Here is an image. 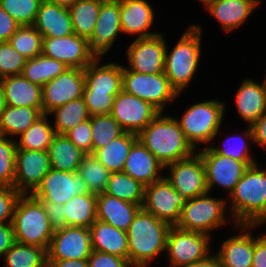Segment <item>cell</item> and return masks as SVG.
<instances>
[{"instance_id": "cell-11", "label": "cell", "mask_w": 266, "mask_h": 267, "mask_svg": "<svg viewBox=\"0 0 266 267\" xmlns=\"http://www.w3.org/2000/svg\"><path fill=\"white\" fill-rule=\"evenodd\" d=\"M165 168L171 173L165 178L185 201L208 192L205 167L198 153L171 163Z\"/></svg>"}, {"instance_id": "cell-6", "label": "cell", "mask_w": 266, "mask_h": 267, "mask_svg": "<svg viewBox=\"0 0 266 267\" xmlns=\"http://www.w3.org/2000/svg\"><path fill=\"white\" fill-rule=\"evenodd\" d=\"M225 105L218 100L194 104L177 121L187 141L195 149L198 143H209L218 135Z\"/></svg>"}, {"instance_id": "cell-25", "label": "cell", "mask_w": 266, "mask_h": 267, "mask_svg": "<svg viewBox=\"0 0 266 267\" xmlns=\"http://www.w3.org/2000/svg\"><path fill=\"white\" fill-rule=\"evenodd\" d=\"M235 227L242 228L245 232L222 243L220 251L217 252L221 267H252L254 237L246 230L252 228L253 225H236Z\"/></svg>"}, {"instance_id": "cell-10", "label": "cell", "mask_w": 266, "mask_h": 267, "mask_svg": "<svg viewBox=\"0 0 266 267\" xmlns=\"http://www.w3.org/2000/svg\"><path fill=\"white\" fill-rule=\"evenodd\" d=\"M185 202L164 176L145 186L141 207L170 226H176Z\"/></svg>"}, {"instance_id": "cell-48", "label": "cell", "mask_w": 266, "mask_h": 267, "mask_svg": "<svg viewBox=\"0 0 266 267\" xmlns=\"http://www.w3.org/2000/svg\"><path fill=\"white\" fill-rule=\"evenodd\" d=\"M119 93H101L94 91H84L83 98L90 116L100 114H110L114 98Z\"/></svg>"}, {"instance_id": "cell-5", "label": "cell", "mask_w": 266, "mask_h": 267, "mask_svg": "<svg viewBox=\"0 0 266 267\" xmlns=\"http://www.w3.org/2000/svg\"><path fill=\"white\" fill-rule=\"evenodd\" d=\"M201 27L192 25L171 53L166 49L164 73L178 94L191 82L199 63Z\"/></svg>"}, {"instance_id": "cell-9", "label": "cell", "mask_w": 266, "mask_h": 267, "mask_svg": "<svg viewBox=\"0 0 266 267\" xmlns=\"http://www.w3.org/2000/svg\"><path fill=\"white\" fill-rule=\"evenodd\" d=\"M211 237L197 231H186L171 226L166 240L171 267H182L202 260L209 255Z\"/></svg>"}, {"instance_id": "cell-44", "label": "cell", "mask_w": 266, "mask_h": 267, "mask_svg": "<svg viewBox=\"0 0 266 267\" xmlns=\"http://www.w3.org/2000/svg\"><path fill=\"white\" fill-rule=\"evenodd\" d=\"M43 0H0V6L20 26L33 25Z\"/></svg>"}, {"instance_id": "cell-56", "label": "cell", "mask_w": 266, "mask_h": 267, "mask_svg": "<svg viewBox=\"0 0 266 267\" xmlns=\"http://www.w3.org/2000/svg\"><path fill=\"white\" fill-rule=\"evenodd\" d=\"M252 267H266V235L254 237Z\"/></svg>"}, {"instance_id": "cell-46", "label": "cell", "mask_w": 266, "mask_h": 267, "mask_svg": "<svg viewBox=\"0 0 266 267\" xmlns=\"http://www.w3.org/2000/svg\"><path fill=\"white\" fill-rule=\"evenodd\" d=\"M26 59L7 42H0V79L19 75Z\"/></svg>"}, {"instance_id": "cell-52", "label": "cell", "mask_w": 266, "mask_h": 267, "mask_svg": "<svg viewBox=\"0 0 266 267\" xmlns=\"http://www.w3.org/2000/svg\"><path fill=\"white\" fill-rule=\"evenodd\" d=\"M244 139L252 140L266 148V112L262 114L244 133ZM246 136V137H245Z\"/></svg>"}, {"instance_id": "cell-42", "label": "cell", "mask_w": 266, "mask_h": 267, "mask_svg": "<svg viewBox=\"0 0 266 267\" xmlns=\"http://www.w3.org/2000/svg\"><path fill=\"white\" fill-rule=\"evenodd\" d=\"M91 130L92 154L125 132L111 114L91 116Z\"/></svg>"}, {"instance_id": "cell-47", "label": "cell", "mask_w": 266, "mask_h": 267, "mask_svg": "<svg viewBox=\"0 0 266 267\" xmlns=\"http://www.w3.org/2000/svg\"><path fill=\"white\" fill-rule=\"evenodd\" d=\"M242 137L238 136H232L230 139L232 140L233 144L231 145L229 141H231L229 138L226 140L228 142L223 143L225 146L223 148L218 147H212L209 146L215 153L222 155L224 157H231L232 159L239 160L241 162H244L248 167L256 164L255 160L249 155V148L247 142H244V139H241ZM237 141V142H235ZM228 143V144H227ZM227 144V145H226ZM231 146H230V145ZM230 146V147H229Z\"/></svg>"}, {"instance_id": "cell-26", "label": "cell", "mask_w": 266, "mask_h": 267, "mask_svg": "<svg viewBox=\"0 0 266 267\" xmlns=\"http://www.w3.org/2000/svg\"><path fill=\"white\" fill-rule=\"evenodd\" d=\"M100 59H94L85 69L84 91L120 93L122 91L123 66L108 63L98 66Z\"/></svg>"}, {"instance_id": "cell-30", "label": "cell", "mask_w": 266, "mask_h": 267, "mask_svg": "<svg viewBox=\"0 0 266 267\" xmlns=\"http://www.w3.org/2000/svg\"><path fill=\"white\" fill-rule=\"evenodd\" d=\"M89 230L93 251L128 259L126 231L111 226L101 220H96Z\"/></svg>"}, {"instance_id": "cell-31", "label": "cell", "mask_w": 266, "mask_h": 267, "mask_svg": "<svg viewBox=\"0 0 266 267\" xmlns=\"http://www.w3.org/2000/svg\"><path fill=\"white\" fill-rule=\"evenodd\" d=\"M51 169L76 173L85 152L80 150L66 135L55 134L48 147Z\"/></svg>"}, {"instance_id": "cell-37", "label": "cell", "mask_w": 266, "mask_h": 267, "mask_svg": "<svg viewBox=\"0 0 266 267\" xmlns=\"http://www.w3.org/2000/svg\"><path fill=\"white\" fill-rule=\"evenodd\" d=\"M55 114V134L65 135L75 126L90 119L84 98H77L69 101L65 105L54 108L49 114Z\"/></svg>"}, {"instance_id": "cell-45", "label": "cell", "mask_w": 266, "mask_h": 267, "mask_svg": "<svg viewBox=\"0 0 266 267\" xmlns=\"http://www.w3.org/2000/svg\"><path fill=\"white\" fill-rule=\"evenodd\" d=\"M15 140L0 136V185L13 187L15 176Z\"/></svg>"}, {"instance_id": "cell-12", "label": "cell", "mask_w": 266, "mask_h": 267, "mask_svg": "<svg viewBox=\"0 0 266 267\" xmlns=\"http://www.w3.org/2000/svg\"><path fill=\"white\" fill-rule=\"evenodd\" d=\"M159 113L150 103L122 90L114 98L110 114L125 132L138 134Z\"/></svg>"}, {"instance_id": "cell-28", "label": "cell", "mask_w": 266, "mask_h": 267, "mask_svg": "<svg viewBox=\"0 0 266 267\" xmlns=\"http://www.w3.org/2000/svg\"><path fill=\"white\" fill-rule=\"evenodd\" d=\"M259 0H211L206 8L226 32L238 28L258 6Z\"/></svg>"}, {"instance_id": "cell-49", "label": "cell", "mask_w": 266, "mask_h": 267, "mask_svg": "<svg viewBox=\"0 0 266 267\" xmlns=\"http://www.w3.org/2000/svg\"><path fill=\"white\" fill-rule=\"evenodd\" d=\"M91 117L90 119L75 126L65 135L73 142L80 150L86 154H92V135H91Z\"/></svg>"}, {"instance_id": "cell-17", "label": "cell", "mask_w": 266, "mask_h": 267, "mask_svg": "<svg viewBox=\"0 0 266 267\" xmlns=\"http://www.w3.org/2000/svg\"><path fill=\"white\" fill-rule=\"evenodd\" d=\"M205 167L206 186L208 193L215 185L227 189L231 194L248 166L231 157L215 153L210 147L198 152Z\"/></svg>"}, {"instance_id": "cell-53", "label": "cell", "mask_w": 266, "mask_h": 267, "mask_svg": "<svg viewBox=\"0 0 266 267\" xmlns=\"http://www.w3.org/2000/svg\"><path fill=\"white\" fill-rule=\"evenodd\" d=\"M44 211L46 212L53 230H58L65 227V216L63 205L51 201H40Z\"/></svg>"}, {"instance_id": "cell-16", "label": "cell", "mask_w": 266, "mask_h": 267, "mask_svg": "<svg viewBox=\"0 0 266 267\" xmlns=\"http://www.w3.org/2000/svg\"><path fill=\"white\" fill-rule=\"evenodd\" d=\"M50 169L47 151L17 149L13 187L20 194H32Z\"/></svg>"}, {"instance_id": "cell-33", "label": "cell", "mask_w": 266, "mask_h": 267, "mask_svg": "<svg viewBox=\"0 0 266 267\" xmlns=\"http://www.w3.org/2000/svg\"><path fill=\"white\" fill-rule=\"evenodd\" d=\"M97 195L85 193L73 196L63 205L65 226L90 228L97 220Z\"/></svg>"}, {"instance_id": "cell-1", "label": "cell", "mask_w": 266, "mask_h": 267, "mask_svg": "<svg viewBox=\"0 0 266 267\" xmlns=\"http://www.w3.org/2000/svg\"><path fill=\"white\" fill-rule=\"evenodd\" d=\"M141 143L165 166L191 157L195 149L187 141L177 119L159 113L138 134Z\"/></svg>"}, {"instance_id": "cell-38", "label": "cell", "mask_w": 266, "mask_h": 267, "mask_svg": "<svg viewBox=\"0 0 266 267\" xmlns=\"http://www.w3.org/2000/svg\"><path fill=\"white\" fill-rule=\"evenodd\" d=\"M144 189V185L122 171L110 174L105 193L120 200L142 206Z\"/></svg>"}, {"instance_id": "cell-57", "label": "cell", "mask_w": 266, "mask_h": 267, "mask_svg": "<svg viewBox=\"0 0 266 267\" xmlns=\"http://www.w3.org/2000/svg\"><path fill=\"white\" fill-rule=\"evenodd\" d=\"M47 267H88L87 259L47 260Z\"/></svg>"}, {"instance_id": "cell-55", "label": "cell", "mask_w": 266, "mask_h": 267, "mask_svg": "<svg viewBox=\"0 0 266 267\" xmlns=\"http://www.w3.org/2000/svg\"><path fill=\"white\" fill-rule=\"evenodd\" d=\"M15 242L12 222L0 223V257L4 256Z\"/></svg>"}, {"instance_id": "cell-13", "label": "cell", "mask_w": 266, "mask_h": 267, "mask_svg": "<svg viewBox=\"0 0 266 267\" xmlns=\"http://www.w3.org/2000/svg\"><path fill=\"white\" fill-rule=\"evenodd\" d=\"M84 86V69L68 68L42 87V113L83 97Z\"/></svg>"}, {"instance_id": "cell-36", "label": "cell", "mask_w": 266, "mask_h": 267, "mask_svg": "<svg viewBox=\"0 0 266 267\" xmlns=\"http://www.w3.org/2000/svg\"><path fill=\"white\" fill-rule=\"evenodd\" d=\"M67 69L62 61L40 54L39 56L26 60L21 75L31 83L43 87L47 82L56 78Z\"/></svg>"}, {"instance_id": "cell-61", "label": "cell", "mask_w": 266, "mask_h": 267, "mask_svg": "<svg viewBox=\"0 0 266 267\" xmlns=\"http://www.w3.org/2000/svg\"><path fill=\"white\" fill-rule=\"evenodd\" d=\"M199 1H201V2L205 3V5H207L211 0H199Z\"/></svg>"}, {"instance_id": "cell-41", "label": "cell", "mask_w": 266, "mask_h": 267, "mask_svg": "<svg viewBox=\"0 0 266 267\" xmlns=\"http://www.w3.org/2000/svg\"><path fill=\"white\" fill-rule=\"evenodd\" d=\"M77 172L85 181L90 193L98 195L105 192L111 173L93 154L84 156Z\"/></svg>"}, {"instance_id": "cell-20", "label": "cell", "mask_w": 266, "mask_h": 267, "mask_svg": "<svg viewBox=\"0 0 266 267\" xmlns=\"http://www.w3.org/2000/svg\"><path fill=\"white\" fill-rule=\"evenodd\" d=\"M42 54L62 61L67 68L85 69L94 60L88 51V39L75 33L61 38L44 37Z\"/></svg>"}, {"instance_id": "cell-40", "label": "cell", "mask_w": 266, "mask_h": 267, "mask_svg": "<svg viewBox=\"0 0 266 267\" xmlns=\"http://www.w3.org/2000/svg\"><path fill=\"white\" fill-rule=\"evenodd\" d=\"M4 267H47V249L15 242L4 254Z\"/></svg>"}, {"instance_id": "cell-58", "label": "cell", "mask_w": 266, "mask_h": 267, "mask_svg": "<svg viewBox=\"0 0 266 267\" xmlns=\"http://www.w3.org/2000/svg\"><path fill=\"white\" fill-rule=\"evenodd\" d=\"M182 267H221V263L217 254L208 255L206 258L196 261L190 265Z\"/></svg>"}, {"instance_id": "cell-39", "label": "cell", "mask_w": 266, "mask_h": 267, "mask_svg": "<svg viewBox=\"0 0 266 267\" xmlns=\"http://www.w3.org/2000/svg\"><path fill=\"white\" fill-rule=\"evenodd\" d=\"M55 135L54 128L47 120V114H42L20 136L16 142L17 149L47 151Z\"/></svg>"}, {"instance_id": "cell-60", "label": "cell", "mask_w": 266, "mask_h": 267, "mask_svg": "<svg viewBox=\"0 0 266 267\" xmlns=\"http://www.w3.org/2000/svg\"><path fill=\"white\" fill-rule=\"evenodd\" d=\"M5 106L6 105H5V100H4V89L0 81V114L3 111Z\"/></svg>"}, {"instance_id": "cell-29", "label": "cell", "mask_w": 266, "mask_h": 267, "mask_svg": "<svg viewBox=\"0 0 266 267\" xmlns=\"http://www.w3.org/2000/svg\"><path fill=\"white\" fill-rule=\"evenodd\" d=\"M239 116L250 126L266 112V78L263 84L245 79L236 95Z\"/></svg>"}, {"instance_id": "cell-59", "label": "cell", "mask_w": 266, "mask_h": 267, "mask_svg": "<svg viewBox=\"0 0 266 267\" xmlns=\"http://www.w3.org/2000/svg\"><path fill=\"white\" fill-rule=\"evenodd\" d=\"M53 4H58L64 7H70L72 4H74L77 0H46Z\"/></svg>"}, {"instance_id": "cell-18", "label": "cell", "mask_w": 266, "mask_h": 267, "mask_svg": "<svg viewBox=\"0 0 266 267\" xmlns=\"http://www.w3.org/2000/svg\"><path fill=\"white\" fill-rule=\"evenodd\" d=\"M166 49V41L162 34L137 38L128 47V69L142 74L164 73Z\"/></svg>"}, {"instance_id": "cell-23", "label": "cell", "mask_w": 266, "mask_h": 267, "mask_svg": "<svg viewBox=\"0 0 266 267\" xmlns=\"http://www.w3.org/2000/svg\"><path fill=\"white\" fill-rule=\"evenodd\" d=\"M120 20L122 32L137 34V38L158 34L147 31L152 26L154 12L146 0H120Z\"/></svg>"}, {"instance_id": "cell-34", "label": "cell", "mask_w": 266, "mask_h": 267, "mask_svg": "<svg viewBox=\"0 0 266 267\" xmlns=\"http://www.w3.org/2000/svg\"><path fill=\"white\" fill-rule=\"evenodd\" d=\"M42 114V108L6 105L0 114V136L21 135Z\"/></svg>"}, {"instance_id": "cell-54", "label": "cell", "mask_w": 266, "mask_h": 267, "mask_svg": "<svg viewBox=\"0 0 266 267\" xmlns=\"http://www.w3.org/2000/svg\"><path fill=\"white\" fill-rule=\"evenodd\" d=\"M19 27L20 24L0 6V42L9 41Z\"/></svg>"}, {"instance_id": "cell-19", "label": "cell", "mask_w": 266, "mask_h": 267, "mask_svg": "<svg viewBox=\"0 0 266 267\" xmlns=\"http://www.w3.org/2000/svg\"><path fill=\"white\" fill-rule=\"evenodd\" d=\"M121 30L120 1L104 0L92 35L88 38V51L100 59L112 47Z\"/></svg>"}, {"instance_id": "cell-22", "label": "cell", "mask_w": 266, "mask_h": 267, "mask_svg": "<svg viewBox=\"0 0 266 267\" xmlns=\"http://www.w3.org/2000/svg\"><path fill=\"white\" fill-rule=\"evenodd\" d=\"M165 169L157 158L138 139L125 161L123 172L147 186L162 178L159 170Z\"/></svg>"}, {"instance_id": "cell-43", "label": "cell", "mask_w": 266, "mask_h": 267, "mask_svg": "<svg viewBox=\"0 0 266 267\" xmlns=\"http://www.w3.org/2000/svg\"><path fill=\"white\" fill-rule=\"evenodd\" d=\"M8 42L26 60L42 54L43 36L33 25L20 26Z\"/></svg>"}, {"instance_id": "cell-7", "label": "cell", "mask_w": 266, "mask_h": 267, "mask_svg": "<svg viewBox=\"0 0 266 267\" xmlns=\"http://www.w3.org/2000/svg\"><path fill=\"white\" fill-rule=\"evenodd\" d=\"M225 204L224 199L209 197L208 192L191 198L185 202L176 227L210 235L212 229L226 223Z\"/></svg>"}, {"instance_id": "cell-3", "label": "cell", "mask_w": 266, "mask_h": 267, "mask_svg": "<svg viewBox=\"0 0 266 267\" xmlns=\"http://www.w3.org/2000/svg\"><path fill=\"white\" fill-rule=\"evenodd\" d=\"M170 225L142 208L127 232L128 260L134 267H146L155 256L166 250Z\"/></svg>"}, {"instance_id": "cell-32", "label": "cell", "mask_w": 266, "mask_h": 267, "mask_svg": "<svg viewBox=\"0 0 266 267\" xmlns=\"http://www.w3.org/2000/svg\"><path fill=\"white\" fill-rule=\"evenodd\" d=\"M137 140V134L124 132L106 146L96 150L93 155L110 173L122 172L132 145Z\"/></svg>"}, {"instance_id": "cell-51", "label": "cell", "mask_w": 266, "mask_h": 267, "mask_svg": "<svg viewBox=\"0 0 266 267\" xmlns=\"http://www.w3.org/2000/svg\"><path fill=\"white\" fill-rule=\"evenodd\" d=\"M87 261L88 267H133L126 258L98 251H92Z\"/></svg>"}, {"instance_id": "cell-4", "label": "cell", "mask_w": 266, "mask_h": 267, "mask_svg": "<svg viewBox=\"0 0 266 267\" xmlns=\"http://www.w3.org/2000/svg\"><path fill=\"white\" fill-rule=\"evenodd\" d=\"M12 225L16 242L48 249L54 230L41 202L32 194L18 197Z\"/></svg>"}, {"instance_id": "cell-15", "label": "cell", "mask_w": 266, "mask_h": 267, "mask_svg": "<svg viewBox=\"0 0 266 267\" xmlns=\"http://www.w3.org/2000/svg\"><path fill=\"white\" fill-rule=\"evenodd\" d=\"M92 251L88 228L65 226L54 231L47 249V260L88 259Z\"/></svg>"}, {"instance_id": "cell-2", "label": "cell", "mask_w": 266, "mask_h": 267, "mask_svg": "<svg viewBox=\"0 0 266 267\" xmlns=\"http://www.w3.org/2000/svg\"><path fill=\"white\" fill-rule=\"evenodd\" d=\"M231 213L235 225L266 222V170L257 164L249 166L230 194Z\"/></svg>"}, {"instance_id": "cell-50", "label": "cell", "mask_w": 266, "mask_h": 267, "mask_svg": "<svg viewBox=\"0 0 266 267\" xmlns=\"http://www.w3.org/2000/svg\"><path fill=\"white\" fill-rule=\"evenodd\" d=\"M20 195L14 187L0 185V223H5L8 219L9 223L12 222L13 211Z\"/></svg>"}, {"instance_id": "cell-14", "label": "cell", "mask_w": 266, "mask_h": 267, "mask_svg": "<svg viewBox=\"0 0 266 267\" xmlns=\"http://www.w3.org/2000/svg\"><path fill=\"white\" fill-rule=\"evenodd\" d=\"M90 193L85 181L76 173L50 169L32 195L39 201L64 205L73 196Z\"/></svg>"}, {"instance_id": "cell-27", "label": "cell", "mask_w": 266, "mask_h": 267, "mask_svg": "<svg viewBox=\"0 0 266 267\" xmlns=\"http://www.w3.org/2000/svg\"><path fill=\"white\" fill-rule=\"evenodd\" d=\"M4 89L5 105L42 108V87L31 83L23 75L0 79Z\"/></svg>"}, {"instance_id": "cell-21", "label": "cell", "mask_w": 266, "mask_h": 267, "mask_svg": "<svg viewBox=\"0 0 266 267\" xmlns=\"http://www.w3.org/2000/svg\"><path fill=\"white\" fill-rule=\"evenodd\" d=\"M33 26L43 38H61L74 33L68 8L46 0L40 4Z\"/></svg>"}, {"instance_id": "cell-35", "label": "cell", "mask_w": 266, "mask_h": 267, "mask_svg": "<svg viewBox=\"0 0 266 267\" xmlns=\"http://www.w3.org/2000/svg\"><path fill=\"white\" fill-rule=\"evenodd\" d=\"M103 1L77 0L68 7L75 34L86 39L92 35Z\"/></svg>"}, {"instance_id": "cell-8", "label": "cell", "mask_w": 266, "mask_h": 267, "mask_svg": "<svg viewBox=\"0 0 266 267\" xmlns=\"http://www.w3.org/2000/svg\"><path fill=\"white\" fill-rule=\"evenodd\" d=\"M122 90L150 103L160 113L168 101L179 94L171 86L165 73L142 74L130 71L123 66Z\"/></svg>"}, {"instance_id": "cell-24", "label": "cell", "mask_w": 266, "mask_h": 267, "mask_svg": "<svg viewBox=\"0 0 266 267\" xmlns=\"http://www.w3.org/2000/svg\"><path fill=\"white\" fill-rule=\"evenodd\" d=\"M141 205L120 200L105 192L97 195V220L127 231Z\"/></svg>"}]
</instances>
